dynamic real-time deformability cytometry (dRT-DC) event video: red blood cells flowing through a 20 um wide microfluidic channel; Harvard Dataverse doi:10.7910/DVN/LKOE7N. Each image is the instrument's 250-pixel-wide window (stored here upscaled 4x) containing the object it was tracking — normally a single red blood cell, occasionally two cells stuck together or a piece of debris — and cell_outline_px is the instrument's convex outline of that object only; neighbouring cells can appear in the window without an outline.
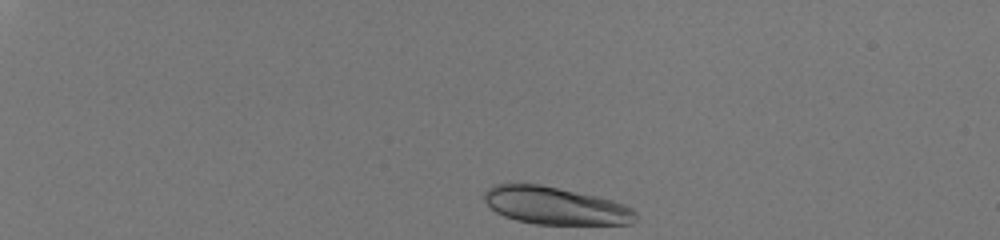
{"species": "human", "species_latin": "Homo sapiens", "temperature_condition": "room temperature", "stored_images_in_passage": 39, "camera_frame_rate_fps": 3000, "um_per_image_px": 0.085, "donor": {"sex": "male"}, "frame": {"image": 1, "passage_image": 1, "time_ms": 0.0, "image_size_px": [1000, 240], "cell_outline_px": [[636, 220], [632, 224], [536, 224], [516, 220], [504, 216], [496, 212], [484, 200], [484, 192], [488, 188], [496, 184], [540, 184], [596, 196], [612, 200], [624, 204], [632, 208], [636, 212]], "centroid_in_image_um": [47.22, 17.49], "position_along_channel_um": 37.8, "area_um2": 33.0}}
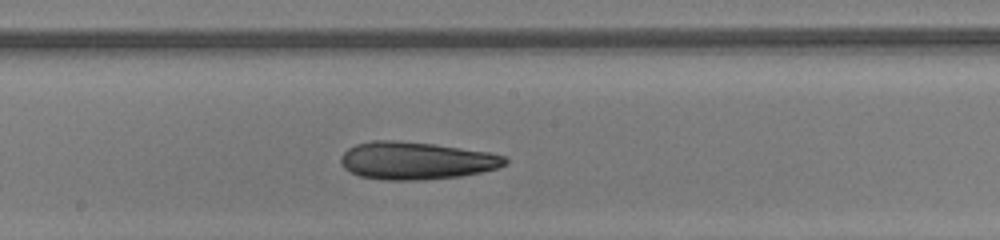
{"frame": {"image": 2, "passage_image": 22, "time_ms": 7.0, "image_size_px": [1000, 240], "cell_outline_px": [[508, 164], [496, 168], [480, 172], [460, 176], [420, 180], [380, 180], [360, 176], [344, 168], [340, 160], [340, 156], [348, 148], [356, 144], [372, 140], [396, 140], [436, 144], [492, 152], [504, 156], [508, 160]], "centroid_in_image_um": [35.38, 13.64], "position_along_channel_um": 212.8, "area_um2": 36.24}}
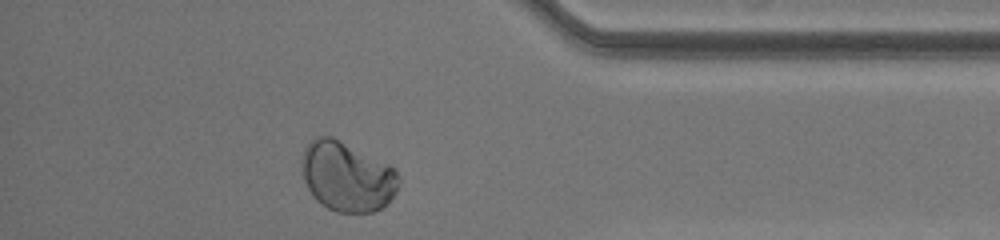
{"frame": {"image": 3, "passage_image": 37, "time_ms": 12.0, "image_size_px": [1000, 240], "cell_outline_px": [[400, 180], [396, 192], [380, 208], [372, 212], [336, 212], [320, 204], [312, 196], [300, 172], [300, 160], [304, 148], [308, 140], [316, 136], [332, 136], [388, 164], [396, 172]], "centroid_in_image_um": [29.42, 14.98], "position_along_channel_um": 405.8, "area_um2": 39.54}, "authors_computed_cell_mechanics": {"area_um2": 35.3736, "velocity_mm_per_s": 4.0978, "shape_relaxation_time_tau1_ms": 9.2912, "shape_relaxation_time_tau2_ms": 1.9712, "deformation_change_tau1": 0.1563, "deformation_change_tau2": 0.0402}}